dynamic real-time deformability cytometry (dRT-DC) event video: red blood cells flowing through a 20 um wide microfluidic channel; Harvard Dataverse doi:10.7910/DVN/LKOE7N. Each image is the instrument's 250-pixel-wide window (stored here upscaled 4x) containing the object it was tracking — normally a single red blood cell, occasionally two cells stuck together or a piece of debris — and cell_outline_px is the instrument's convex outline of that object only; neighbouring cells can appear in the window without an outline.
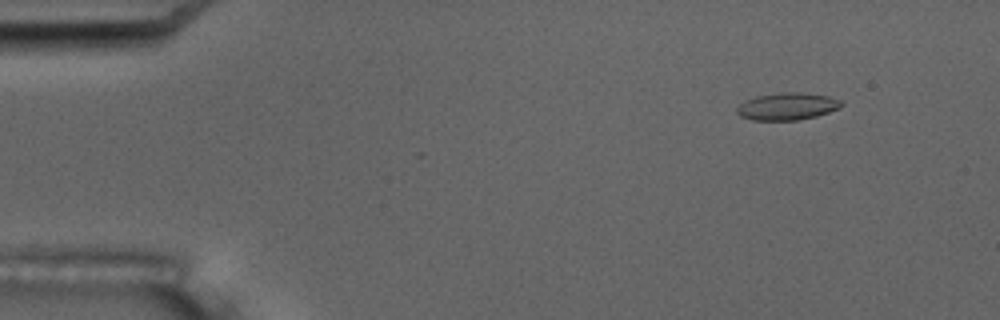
{"species": "common noctule bat (a hibernating species)", "species_latin": "Nyctalus noctula", "temperature_condition": "room temperature", "stored_images_in_passage": 4, "camera_frame_rate_fps": 3000, "um_per_image_px": 0.085, "animal": {"sex": "male", "body_mass_g": 17.5, "forearm_length_mm": 52.3}, "frame": {"image": 1, "passage_image": 4, "time_ms": 8.667, "image_size_px": [1000, 320], "cell_outline_px": [[844, 104], [840, 108], [816, 116], [796, 120], [752, 120], [740, 116], [736, 112], [736, 108], [740, 104], [756, 96], [780, 92], [800, 92], [828, 96], [840, 100]], "centroid_in_image_um": [66.92, 9.04], "position_along_channel_um": 18.1, "area_um2": 16.53}}